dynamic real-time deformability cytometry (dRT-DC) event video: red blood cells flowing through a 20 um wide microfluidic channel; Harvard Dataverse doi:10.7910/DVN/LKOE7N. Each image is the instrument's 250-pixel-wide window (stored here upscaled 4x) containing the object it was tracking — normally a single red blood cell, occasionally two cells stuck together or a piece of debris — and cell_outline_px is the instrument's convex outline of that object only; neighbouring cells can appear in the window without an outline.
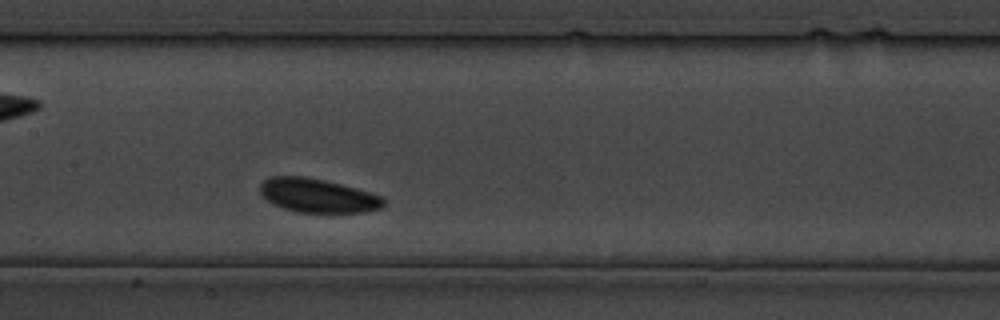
{"species": "common noctule bat (a hibernating species)", "species_latin": "Nyctalus noctula", "temperature_condition": "cold", "stored_images_in_passage": 24, "camera_frame_rate_fps": 3000, "um_per_image_px": 0.085, "animal": {"sex": "male", "body_mass_g": 19.5, "forearm_length_mm": 54.6}, "frame": {"image": 1, "passage_image": 8, "time_ms": 9.0, "image_size_px": [1000, 320], "cell_outline_px": [[384, 204], [380, 208], [364, 212], [300, 212], [284, 208], [272, 204], [260, 192], [260, 184], [268, 176], [304, 176], [324, 180], [356, 188], [380, 196], [384, 200]], "centroid_in_image_um": [26.97, 16.61], "position_along_channel_um": 180.4, "area_um2": 24.1}}